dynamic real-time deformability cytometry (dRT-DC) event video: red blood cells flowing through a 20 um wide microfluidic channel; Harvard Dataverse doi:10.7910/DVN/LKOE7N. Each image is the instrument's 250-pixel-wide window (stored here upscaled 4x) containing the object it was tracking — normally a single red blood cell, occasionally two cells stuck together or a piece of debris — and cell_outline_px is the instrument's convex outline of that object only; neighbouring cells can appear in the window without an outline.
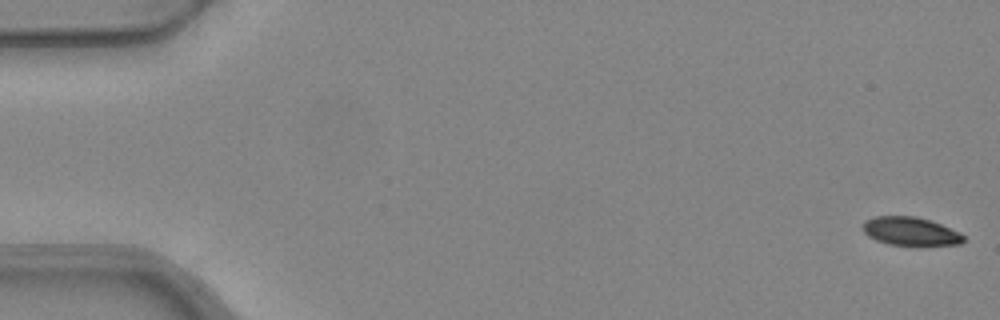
{"species": "common noctule bat (a hibernating species)", "species_latin": "Nyctalus noctula", "temperature_condition": "warm", "stored_images_in_passage": 9, "camera_frame_rate_fps": 3000, "um_per_image_px": 0.085, "animal": {"sex": "female", "body_mass_g": 24.6, "forearm_length_mm": 56.2}, "frame": {"image": 1, "passage_image": 1, "time_ms": 0.0, "image_size_px": [1000, 320], "cell_outline_px": [[964, 240], [960, 244], [916, 248], [888, 244], [876, 240], [868, 236], [864, 232], [864, 220], [876, 216], [916, 216], [940, 224], [960, 232], [964, 236]], "centroid_in_image_um": [77.42, 19.71], "position_along_channel_um": 7.6, "area_um2": 17.28}}